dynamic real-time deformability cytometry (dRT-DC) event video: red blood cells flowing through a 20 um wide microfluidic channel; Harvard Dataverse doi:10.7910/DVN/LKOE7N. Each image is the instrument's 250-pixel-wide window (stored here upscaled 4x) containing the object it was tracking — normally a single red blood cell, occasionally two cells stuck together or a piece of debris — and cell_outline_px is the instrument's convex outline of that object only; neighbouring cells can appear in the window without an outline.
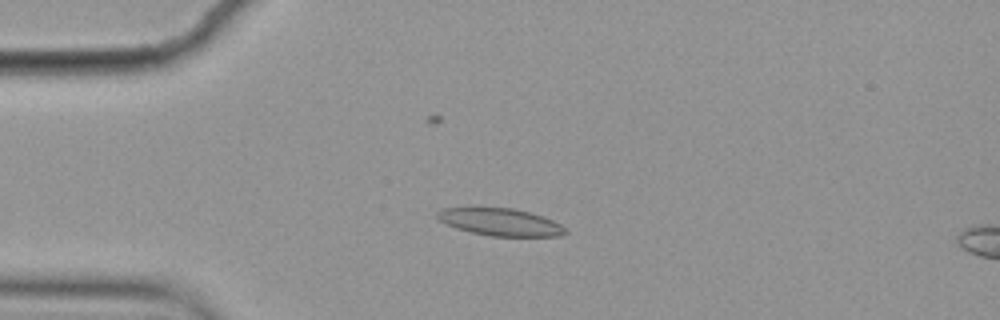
{"species": "common noctule bat (a hibernating species)", "species_latin": "Nyctalus noctula", "temperature_condition": "cold", "stored_images_in_passage": 15, "camera_frame_rate_fps": 3000, "um_per_image_px": 0.085, "animal": {"sex": "female", "body_mass_g": 19.9}, "frame": {"image": 1, "passage_image": 4, "time_ms": 1.0, "image_size_px": [1000, 320], "cell_outline_px": [[568, 232], [560, 236], [492, 236], [472, 232], [456, 228], [440, 220], [436, 216], [436, 212], [444, 208], [468, 204], [516, 208], [552, 220], [560, 224]], "centroid_in_image_um": [42.43, 18.81], "position_along_channel_um": 42.6, "area_um2": 21.1}}
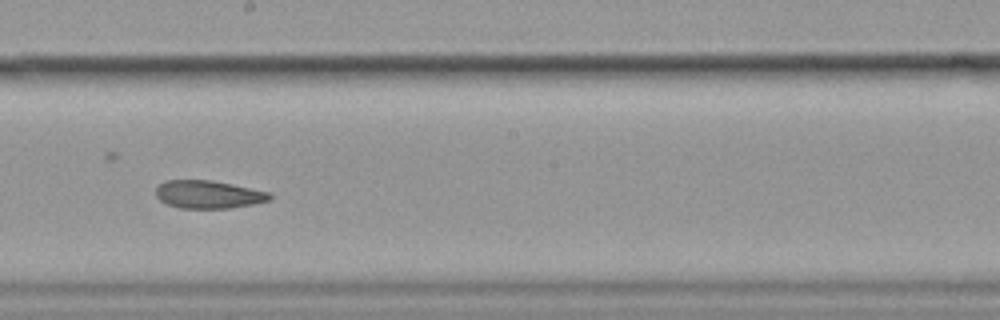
{"frame": {"image": 2, "passage_image": 9, "time_ms": 2.667, "image_size_px": [1000, 320], "cell_outline_px": [[272, 200], [252, 204], [228, 208], [180, 208], [168, 204], [160, 200], [156, 196], [156, 188], [164, 180], [212, 180], [232, 184], [268, 192], [272, 196]], "centroid_in_image_um": [17.7, 16.52], "position_along_channel_um": 230.5, "area_um2": 18.44}}
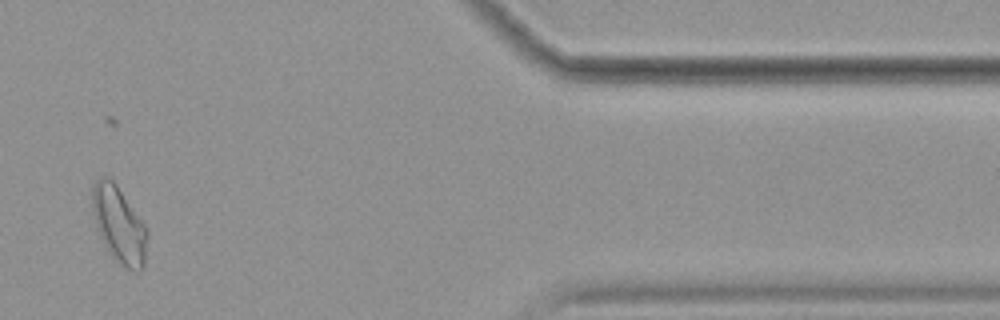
{"frame": {"image": 3, "passage_image": 13, "time_ms": 4.0, "image_size_px": [1000, 320], "cell_outline_px": [[148, 236], [144, 268], [140, 272], [132, 272], [124, 268], [112, 256], [104, 244], [96, 224], [92, 208], [92, 184], [100, 176], [104, 176], [112, 180], [116, 184], [148, 228]], "centroid_in_image_um": [10.15, 19.13], "position_along_channel_um": 401.2, "area_um2": 24.68}}